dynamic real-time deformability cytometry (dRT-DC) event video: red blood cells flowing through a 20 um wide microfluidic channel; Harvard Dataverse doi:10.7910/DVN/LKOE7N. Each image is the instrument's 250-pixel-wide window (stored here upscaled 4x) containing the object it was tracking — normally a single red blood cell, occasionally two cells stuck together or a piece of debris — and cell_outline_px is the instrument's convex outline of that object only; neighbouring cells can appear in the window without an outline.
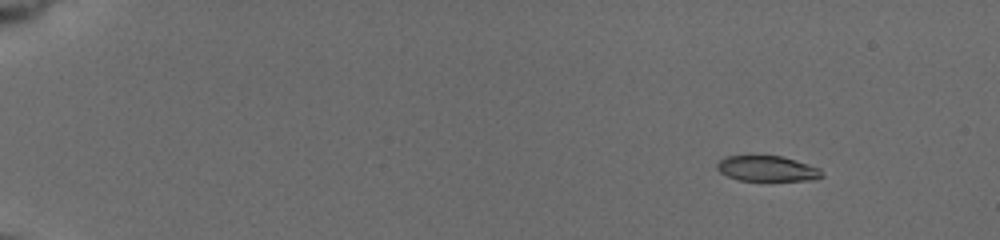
{"species": "common noctule bat (a hibernating species)", "species_latin": "Nyctalus noctula", "temperature_condition": "cold", "stored_images_in_passage": 11, "camera_frame_rate_fps": 3000, "um_per_image_px": 0.085, "animal": {"sex": "female", "body_mass_g": 19.5, "forearm_length_mm": 54.1}, "frame": {"image": 1, "passage_image": 1, "time_ms": 0.0, "image_size_px": [1000, 240], "cell_outline_px": [[824, 176], [812, 180], [740, 180], [728, 176], [720, 172], [716, 168], [716, 164], [724, 156], [748, 152], [780, 156], [796, 160], [820, 168]], "centroid_in_image_um": [65.14, 14.27], "position_along_channel_um": 19.9, "area_um2": 16.24}}
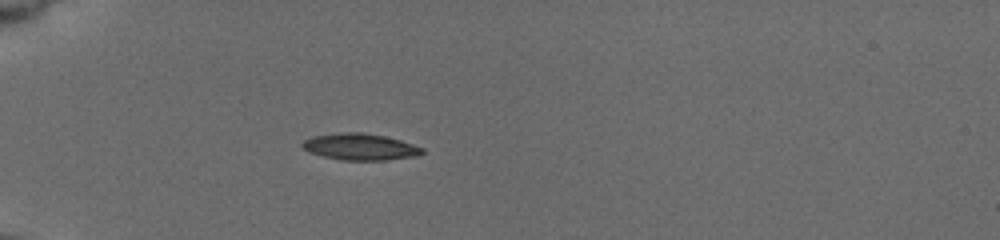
{"frame": {"image": 2, "passage_image": 7, "time_ms": 4.0, "image_size_px": [1000, 240], "cell_outline_px": [[424, 152], [420, 156], [384, 160], [340, 160], [308, 152], [300, 144], [304, 140], [312, 136], [340, 132], [360, 132], [384, 136], [400, 140], [424, 148]], "centroid_in_image_um": [30.61, 12.48], "position_along_channel_um": 54.4, "area_um2": 18.61}}
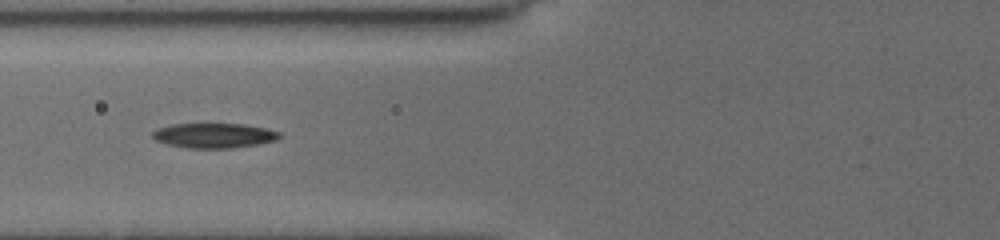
{"frame": {"image": 3, "passage_image": 10, "time_ms": 6.0, "image_size_px": [1000, 240], "cell_outline_px": [[280, 136], [276, 140], [256, 144], [232, 148], [188, 148], [168, 144], [152, 140], [152, 132], [156, 128], [172, 124], [244, 124], [264, 128], [280, 132]], "centroid_in_image_um": [18.13, 11.52], "position_along_channel_um": 107.7, "area_um2": 18.32}}